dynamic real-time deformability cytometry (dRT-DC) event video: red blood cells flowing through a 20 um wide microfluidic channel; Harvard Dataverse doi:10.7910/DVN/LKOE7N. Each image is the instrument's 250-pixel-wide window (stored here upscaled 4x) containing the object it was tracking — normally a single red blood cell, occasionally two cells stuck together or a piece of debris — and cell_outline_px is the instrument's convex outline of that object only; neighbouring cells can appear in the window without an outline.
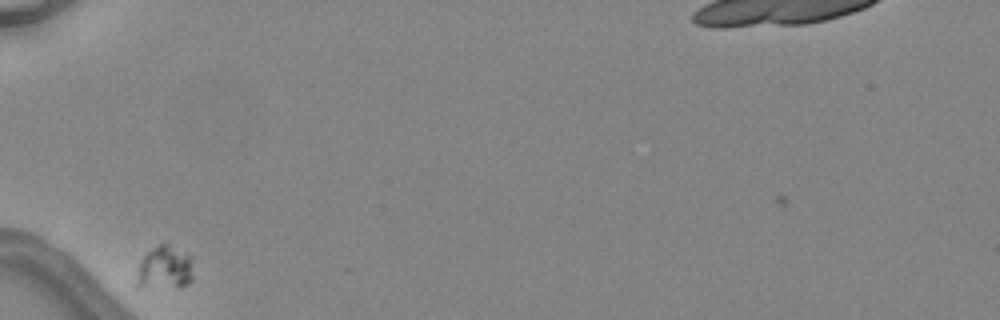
{"species": "common noctule bat (a hibernating species)", "species_latin": "Nyctalus noctula", "temperature_condition": "warm", "stored_images_in_passage": 2, "camera_frame_rate_fps": 3000, "um_per_image_px": 0.085, "animal": {"sex": "female", "body_mass_g": 24.6, "forearm_length_mm": 56.2}, "frame": {"image": 1, "passage_image": 1, "time_ms": 0.0, "image_size_px": [1000, 320], "cell_outline_px": [[192, 280], [188, 284], [180, 288], [136, 288], [136, 280], [140, 264], [144, 256], [152, 248], [168, 240], [188, 256], [192, 276]], "centroid_in_image_um": [13.97, 22.79], "position_along_channel_um": 71.0, "area_um2": 14.57}}